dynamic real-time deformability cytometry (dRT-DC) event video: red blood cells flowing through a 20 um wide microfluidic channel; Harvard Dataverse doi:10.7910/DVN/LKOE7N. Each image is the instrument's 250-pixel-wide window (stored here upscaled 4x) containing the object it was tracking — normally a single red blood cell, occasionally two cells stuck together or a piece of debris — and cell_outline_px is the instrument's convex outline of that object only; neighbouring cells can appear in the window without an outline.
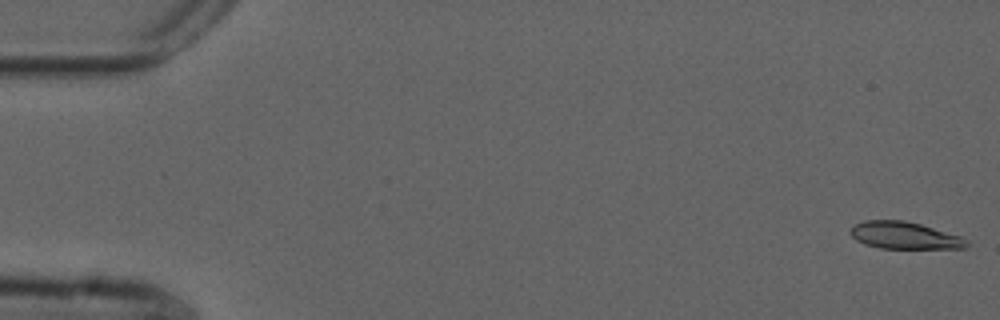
{"species": "common noctule bat (a hibernating species)", "species_latin": "Nyctalus noctula", "temperature_condition": "cold", "stored_images_in_passage": 54, "camera_frame_rate_fps": 3000, "um_per_image_px": 0.085, "animal": {"sex": "male", "forearm_length_mm": 52.5}, "frame": {"image": 1, "passage_image": 1, "time_ms": 0.0, "image_size_px": [1000, 320], "cell_outline_px": [[968, 244], [964, 248], [880, 248], [864, 244], [856, 240], [848, 232], [856, 224], [864, 220], [904, 220], [920, 224], [960, 236], [968, 240]], "centroid_in_image_um": [76.85, 20.01], "position_along_channel_um": 8.1, "area_um2": 18.21}}
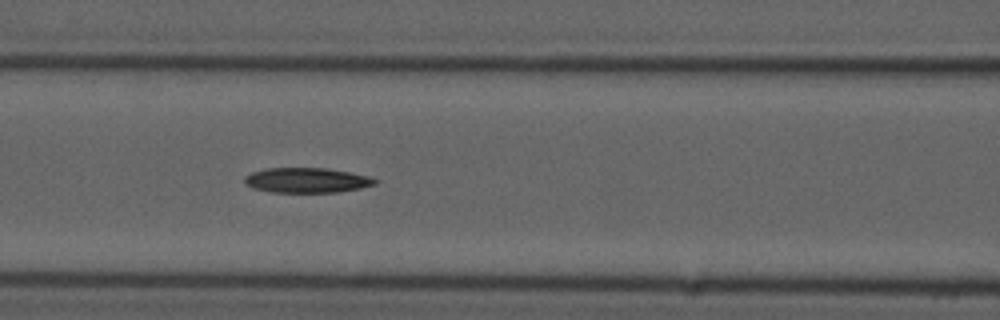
{"frame": {"image": 2, "passage_image": 23, "time_ms": 7.333, "image_size_px": [1000, 320], "cell_outline_px": [[380, 180], [376, 184], [360, 188], [336, 192], [272, 192], [252, 188], [244, 184], [244, 176], [252, 172], [268, 168], [328, 168], [368, 176]], "centroid_in_image_um": [26.06, 15.32], "position_along_channel_um": 140.5, "area_um2": 19.02}}
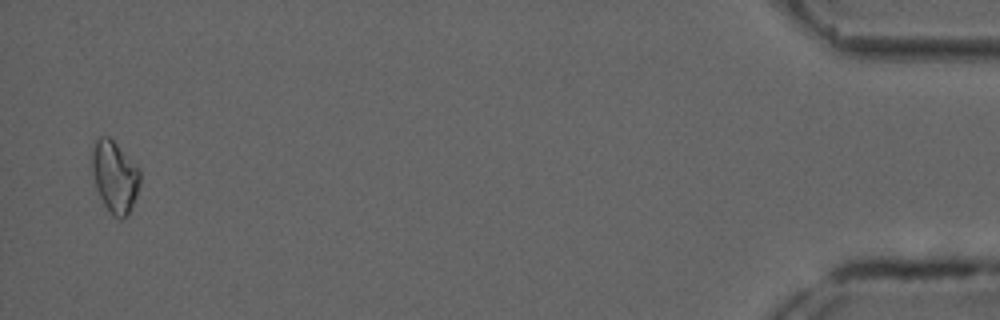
{"frame": {"image": 3, "passage_image": 53, "time_ms": 17.333, "image_size_px": [1000, 320], "cell_outline_px": [[140, 184], [132, 208], [128, 216], [120, 220], [112, 216], [104, 204], [96, 188], [92, 172], [92, 152], [96, 140], [100, 136], [108, 136], [140, 168]], "centroid_in_image_um": [9.77, 15.06], "position_along_channel_um": 425.4, "area_um2": 20.11}, "authors_computed_cell_mechanics": {"area_um2": 18.9006, "velocity_mm_per_s": 3.7388, "shape_relaxation_time_tau1_ms": 10.1223, "shape_relaxation_time_tau2_ms": null, "deformation_change_tau1": 0.1853, "deformation_change_tau2": null}}